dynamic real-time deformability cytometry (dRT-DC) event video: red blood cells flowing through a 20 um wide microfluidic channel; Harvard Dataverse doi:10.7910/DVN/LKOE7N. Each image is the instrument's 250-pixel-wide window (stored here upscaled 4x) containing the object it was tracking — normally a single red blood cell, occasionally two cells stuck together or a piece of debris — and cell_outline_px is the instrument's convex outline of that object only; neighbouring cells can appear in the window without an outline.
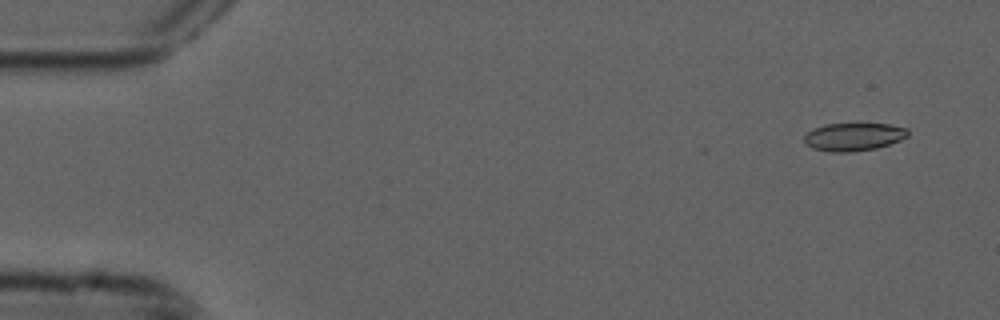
{"species": "common noctule bat (a hibernating species)", "species_latin": "Nyctalus noctula", "temperature_condition": "cold", "stored_images_in_passage": 6, "camera_frame_rate_fps": 3000, "um_per_image_px": 0.085, "animal": {"sex": "male", "forearm_length_mm": 52.5}, "frame": {"image": 1, "passage_image": 2, "time_ms": 0.333, "image_size_px": [1000, 320], "cell_outline_px": [[908, 136], [900, 140], [876, 148], [852, 152], [832, 152], [812, 148], [804, 140], [804, 136], [812, 128], [824, 124], [888, 124], [908, 128]], "centroid_in_image_um": [72.55, 11.62], "position_along_channel_um": 12.4, "area_um2": 16.82}}
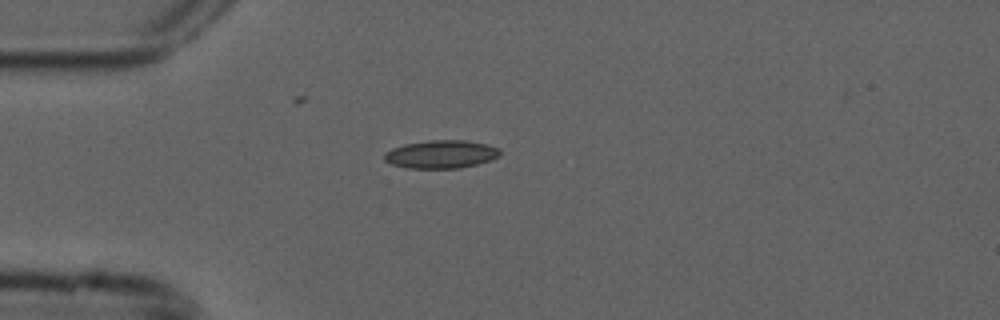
{"frame": {"image": 2, "passage_image": 5, "time_ms": 1.333, "image_size_px": [1000, 320], "cell_outline_px": [[500, 156], [492, 160], [460, 168], [408, 168], [392, 164], [384, 160], [384, 152], [392, 148], [404, 144], [428, 140], [468, 140], [500, 148]], "centroid_in_image_um": [37.49, 13.1], "position_along_channel_um": 47.5, "area_um2": 19.02}}